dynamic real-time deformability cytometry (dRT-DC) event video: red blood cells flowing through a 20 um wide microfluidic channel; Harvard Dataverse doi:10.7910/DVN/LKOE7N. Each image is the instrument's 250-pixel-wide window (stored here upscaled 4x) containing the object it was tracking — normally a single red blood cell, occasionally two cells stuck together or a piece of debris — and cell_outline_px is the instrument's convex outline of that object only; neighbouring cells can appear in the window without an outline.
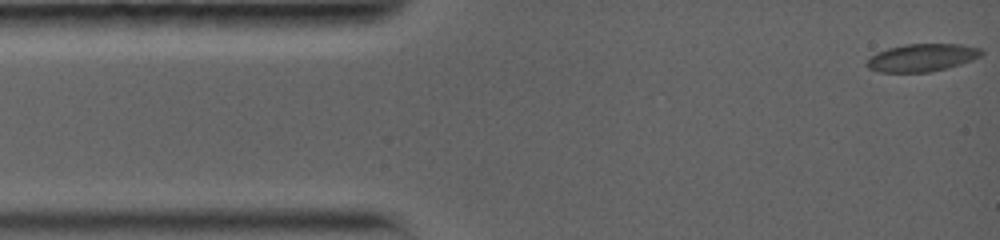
{"species": "common noctule bat (a hibernating species)", "species_latin": "Nyctalus noctula", "temperature_condition": "warm", "stored_images_in_passage": 81, "camera_frame_rate_fps": 5000, "um_per_image_px": 0.085, "animal": {"sex": "female", "body_mass_g": 19.0, "forearm_length_mm": 56.7}, "frame": {"image": 1, "passage_image": 1, "time_ms": 0.0, "image_size_px": [1000, 240], "cell_outline_px": [[984, 52], [980, 56], [972, 60], [960, 64], [928, 72], [880, 72], [868, 68], [864, 64], [876, 52], [888, 48], [904, 44], [960, 44], [980, 48]], "centroid_in_image_um": [78.35, 4.89], "position_along_channel_um": 6.7, "area_um2": 18.38}}
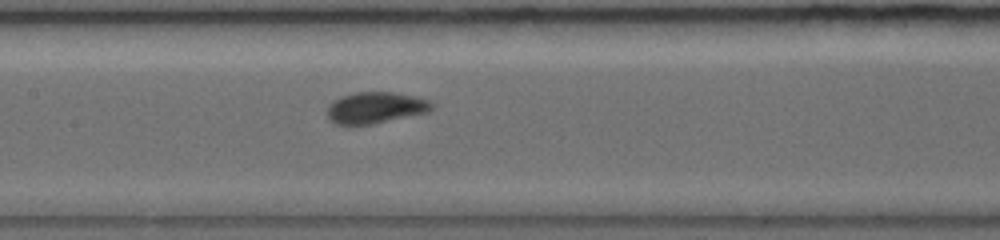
{"frame": {"image": 2, "passage_image": 33, "time_ms": 6.4, "image_size_px": [1000, 240], "cell_outline_px": [[436, 104], [428, 112], [372, 124], [336, 124], [328, 116], [328, 104], [332, 100], [340, 96], [356, 92], [392, 92], [416, 96], [428, 100]], "centroid_in_image_um": [31.93, 9.13], "position_along_channel_um": 175.5, "area_um2": 19.07}}
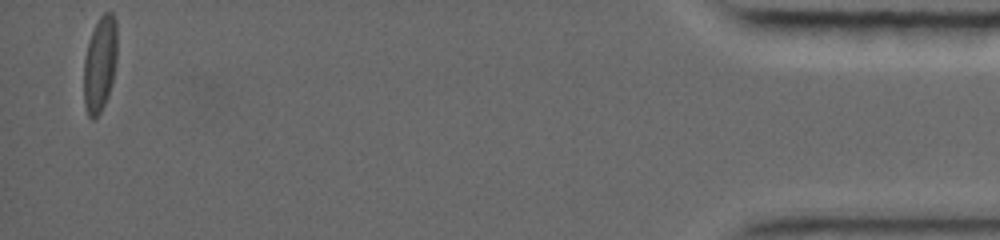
{"frame": {"image": 3, "passage_image": 81, "time_ms": 16.0, "image_size_px": [1000, 240], "cell_outline_px": [[116, 60], [112, 80], [108, 96], [100, 112], [92, 120], [88, 116], [84, 104], [84, 60], [88, 40], [100, 16], [104, 12], [112, 12], [116, 20]], "centroid_in_image_um": [8.48, 5.43], "position_along_channel_um": 426.7, "area_um2": 18.44}, "authors_computed_cell_mechanics": {"area_um2": 18.3804, "velocity_mm_per_s": 3.8306, "shape_relaxation_time_tau1_ms": 3.7318, "shape_relaxation_time_tau2_ms": null, "deformation_change_tau1": 0.1732, "deformation_change_tau2": null}}